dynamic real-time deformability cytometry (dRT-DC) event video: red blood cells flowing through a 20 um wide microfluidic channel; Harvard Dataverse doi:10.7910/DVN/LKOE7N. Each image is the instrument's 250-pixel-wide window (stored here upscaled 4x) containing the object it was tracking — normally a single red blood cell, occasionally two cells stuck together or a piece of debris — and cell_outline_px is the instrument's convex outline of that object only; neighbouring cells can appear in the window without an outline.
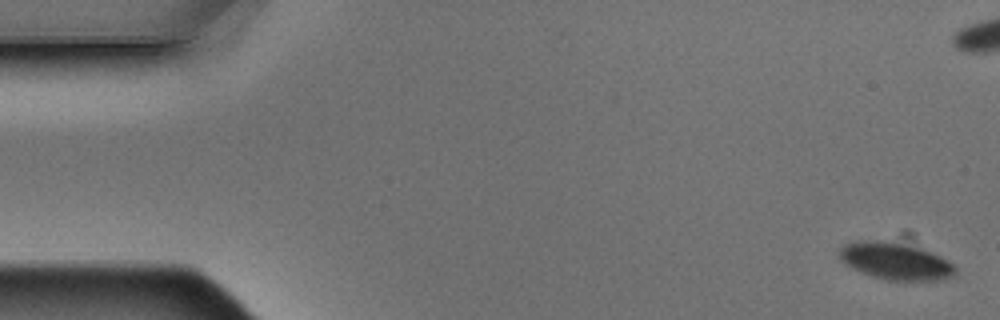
{"species": "Egyptian fruit bat (a non-hibernating species)", "species_latin": "Rousettus aegyptiacus", "temperature_condition": "warm", "stored_images_in_passage": 3, "camera_frame_rate_fps": 3000, "um_per_image_px": 0.085, "animal": {"sex": "male"}, "frame": {"image": 1, "passage_image": 1, "time_ms": 0.0, "image_size_px": [1000, 320], "cell_outline_px": [[956, 272], [952, 276], [944, 280], [888, 280], [872, 276], [860, 272], [852, 268], [840, 256], [840, 248], [844, 244], [856, 240], [884, 240], [920, 248], [952, 264], [956, 268]], "centroid_in_image_um": [76.08, 22.2], "position_along_channel_um": 8.9, "area_um2": 24.51}}